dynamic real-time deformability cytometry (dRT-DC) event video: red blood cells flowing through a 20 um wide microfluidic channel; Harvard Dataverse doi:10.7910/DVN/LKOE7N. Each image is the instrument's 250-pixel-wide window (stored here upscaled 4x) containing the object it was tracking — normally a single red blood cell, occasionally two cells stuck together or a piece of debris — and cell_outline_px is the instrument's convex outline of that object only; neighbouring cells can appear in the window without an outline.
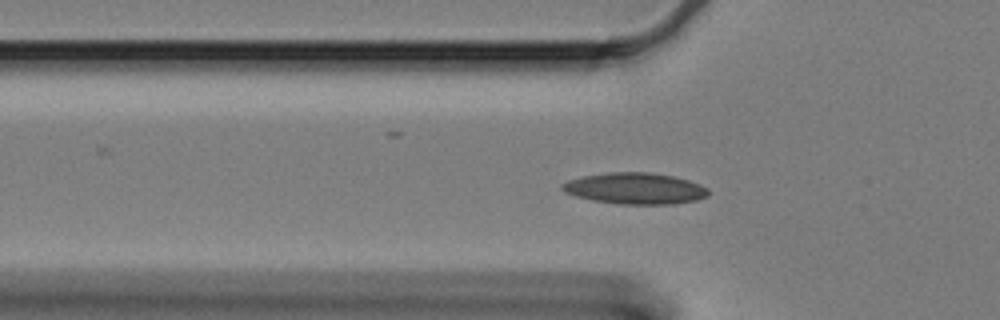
{"species": "Egyptian fruit bat (a non-hibernating species)", "species_latin": "Rousettus aegyptiacus", "temperature_condition": "cold", "stored_images_in_passage": 45, "segment_of_instrument_passage": [1, 2], "camera_frame_rate_fps": 3000, "um_per_image_px": 0.085, "animal": {"sex": "female"}, "frame": {"image": 1, "passage_image": 3, "time_ms": 0.667, "image_size_px": [1000, 320], "cell_outline_px": [[708, 196], [696, 200], [672, 204], [616, 204], [592, 200], [576, 196], [564, 192], [560, 188], [560, 184], [568, 180], [584, 176], [612, 172], [648, 172], [672, 176], [688, 180], [700, 184], [708, 188]], "centroid_in_image_um": [53.96, 16.02], "position_along_channel_um": 71.8, "area_um2": 26.65}}
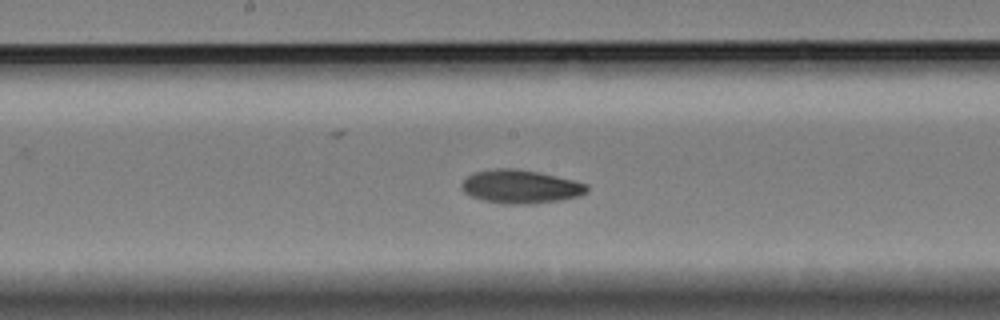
{"frame": {"image": 2, "passage_image": 15, "time_ms": 4.667, "image_size_px": [1000, 320], "cell_outline_px": [[588, 192], [580, 196], [560, 200], [528, 204], [504, 204], [484, 200], [468, 196], [460, 188], [460, 184], [472, 172], [496, 168], [512, 168], [540, 172], [588, 184]], "centroid_in_image_um": [44.22, 15.86], "position_along_channel_um": 204.0, "area_um2": 24.62}}
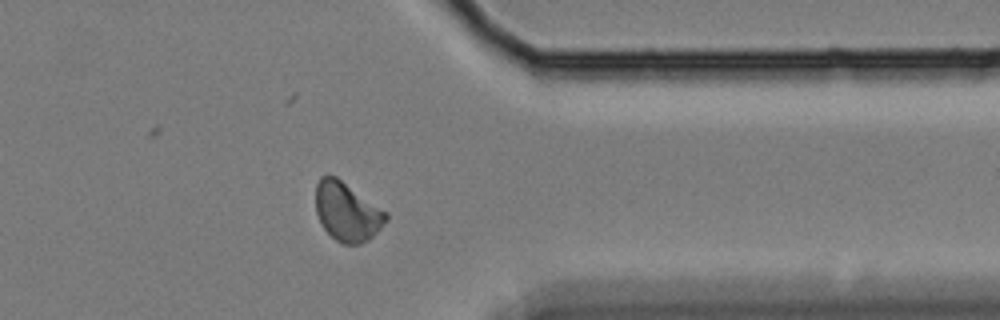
{"frame": {"image": 3, "passage_image": 32, "time_ms": 10.333, "image_size_px": [1000, 320], "cell_outline_px": [[388, 220], [368, 240], [360, 244], [344, 244], [336, 240], [320, 224], [316, 212], [316, 184], [320, 176], [336, 176], [388, 212]], "centroid_in_image_um": [29.5, 17.99], "position_along_channel_um": 381.9, "area_um2": 24.1}}